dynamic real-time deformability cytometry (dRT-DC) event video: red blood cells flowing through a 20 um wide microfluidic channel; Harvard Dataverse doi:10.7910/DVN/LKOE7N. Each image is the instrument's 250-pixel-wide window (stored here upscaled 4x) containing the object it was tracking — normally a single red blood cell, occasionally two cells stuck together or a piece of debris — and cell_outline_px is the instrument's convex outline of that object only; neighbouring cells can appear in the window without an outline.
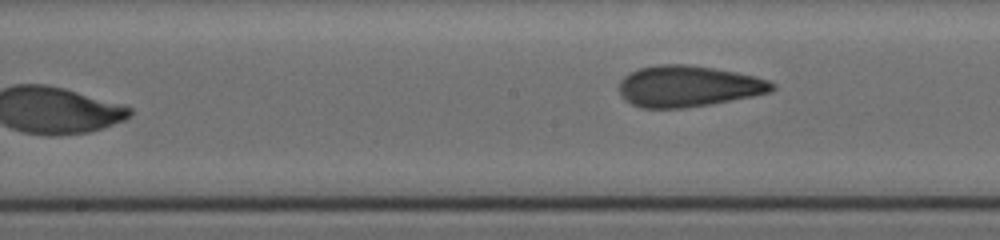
{"species": "human", "species_latin": "Homo sapiens", "temperature_condition": "cold", "stored_images_in_passage": 16, "segment_of_instrument_passage": [2, 2], "camera_frame_rate_fps": 3000, "um_per_image_px": 0.085, "donor": {"sex": "female"}, "frame": {"image": 1, "passage_image": 16, "time_ms": 9.667, "image_size_px": [1000, 240], "cell_outline_px": [[776, 88], [772, 92], [712, 104], [684, 108], [640, 108], [632, 104], [620, 92], [620, 80], [624, 76], [640, 68], [660, 64], [684, 64], [712, 68], [736, 72], [756, 76], [768, 80], [776, 84]], "centroid_in_image_um": [58.55, 7.33], "position_along_channel_um": 189.6, "area_um2": 36.59}}